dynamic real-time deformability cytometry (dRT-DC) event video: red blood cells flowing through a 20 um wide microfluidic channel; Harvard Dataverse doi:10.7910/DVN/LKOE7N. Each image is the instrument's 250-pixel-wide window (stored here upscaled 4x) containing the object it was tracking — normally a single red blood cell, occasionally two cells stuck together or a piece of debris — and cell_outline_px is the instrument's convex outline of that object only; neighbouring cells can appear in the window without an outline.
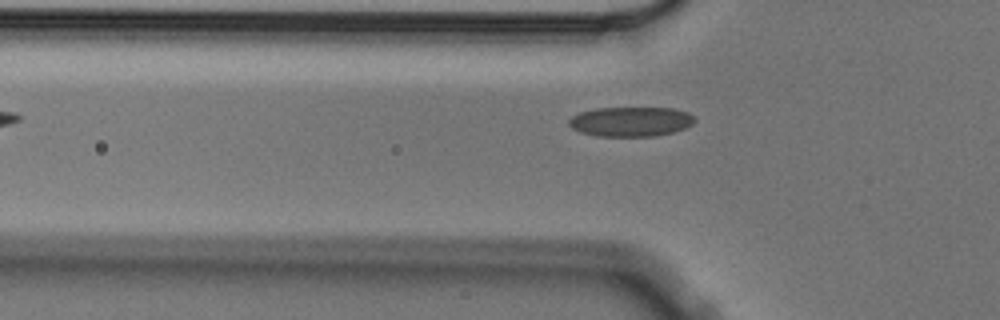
{"species": "Egyptian fruit bat (a non-hibernating species)", "species_latin": "Rousettus aegyptiacus", "temperature_condition": "cold", "stored_images_in_passage": 5, "camera_frame_rate_fps": 3000, "um_per_image_px": 0.085, "animal": {"sex": "male"}, "frame": {"image": 1, "passage_image": 5, "time_ms": 1.333, "image_size_px": [1000, 320], "cell_outline_px": [[696, 120], [692, 124], [684, 128], [672, 132], [656, 136], [596, 136], [580, 132], [572, 128], [568, 124], [568, 120], [572, 116], [580, 112], [596, 108], [672, 108], [688, 112]], "centroid_in_image_um": [53.59, 10.33], "position_along_channel_um": 72.2, "area_um2": 21.73}}